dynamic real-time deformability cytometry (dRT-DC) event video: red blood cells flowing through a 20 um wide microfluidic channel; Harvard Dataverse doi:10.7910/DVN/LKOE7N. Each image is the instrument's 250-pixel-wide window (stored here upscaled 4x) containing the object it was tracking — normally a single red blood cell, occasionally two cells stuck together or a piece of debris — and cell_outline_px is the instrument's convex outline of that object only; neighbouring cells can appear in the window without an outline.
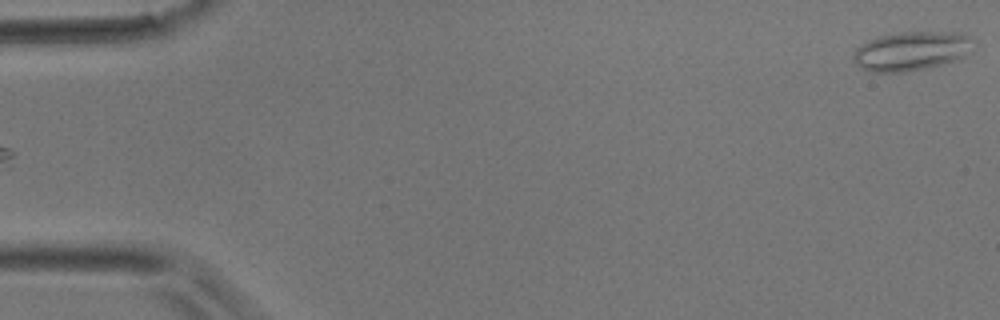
{"species": "common noctule bat (a hibernating species)", "species_latin": "Nyctalus noctula", "temperature_condition": "room temperature", "stored_images_in_passage": 5, "segment_of_instrument_passage": [2, 2], "camera_frame_rate_fps": 3000, "um_per_image_px": 0.085, "animal": {"sex": "male", "body_mass_g": 17.9}, "frame": {"image": 1, "passage_image": 5, "time_ms": 1.333, "image_size_px": [1000, 320], "cell_outline_px": [[976, 48], [960, 60], [908, 72], [872, 72], [860, 68], [852, 60], [852, 52], [860, 44], [876, 36], [900, 32], [964, 32], [972, 36]], "centroid_in_image_um": [77.51, 4.33], "position_along_channel_um": 7.5, "area_um2": 28.26}}